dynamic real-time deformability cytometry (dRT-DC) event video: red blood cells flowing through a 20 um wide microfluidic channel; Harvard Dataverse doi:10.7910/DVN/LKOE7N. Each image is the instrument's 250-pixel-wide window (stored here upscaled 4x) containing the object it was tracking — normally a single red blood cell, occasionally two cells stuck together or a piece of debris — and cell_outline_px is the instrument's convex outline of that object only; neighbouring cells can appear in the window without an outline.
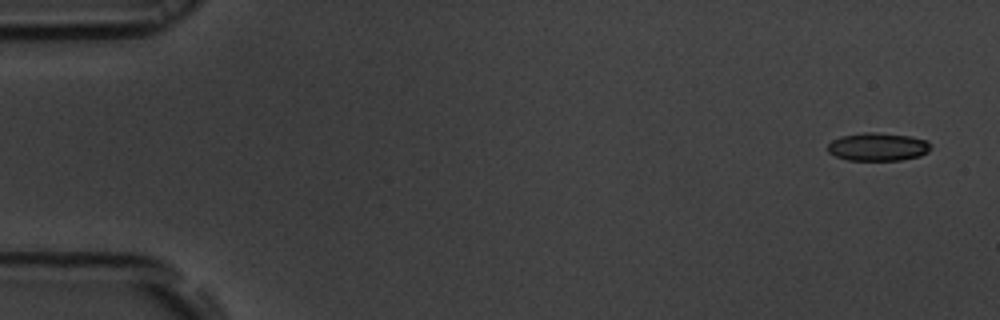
{"species": "common noctule bat (a hibernating species)", "species_latin": "Nyctalus noctula", "temperature_condition": "room temperature", "stored_images_in_passage": 53, "camera_frame_rate_fps": 3000, "um_per_image_px": 0.085, "animal": {"sex": "male", "body_mass_g": 19.5, "forearm_length_mm": 54.6}, "frame": {"image": 1, "passage_image": 1, "time_ms": 0.0, "image_size_px": [1000, 320], "cell_outline_px": [[928, 152], [920, 156], [900, 160], [848, 160], [836, 156], [828, 152], [828, 144], [832, 140], [840, 136], [864, 132], [876, 132], [908, 136], [928, 140]], "centroid_in_image_um": [74.58, 12.47], "position_along_channel_um": 10.4, "area_um2": 16.76}}
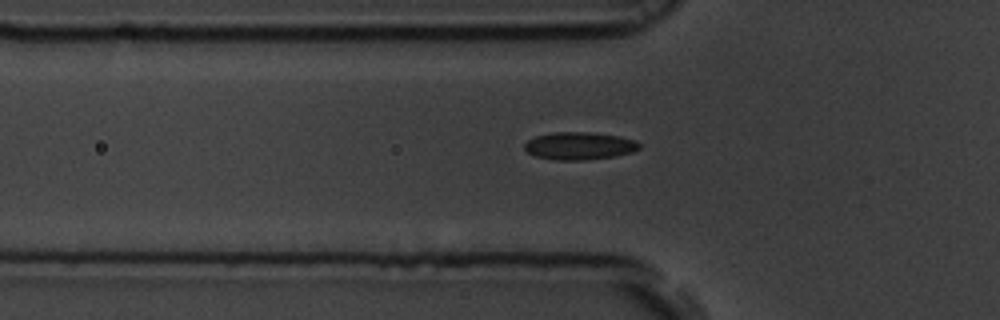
{"frame": {"image": 2, "passage_image": 17, "time_ms": 5.333, "image_size_px": [1000, 320], "cell_outline_px": [[640, 148], [632, 152], [616, 156], [584, 160], [552, 160], [536, 156], [528, 152], [524, 148], [524, 144], [528, 140], [536, 136], [552, 132], [588, 132], [620, 136], [636, 140], [640, 144]], "centroid_in_image_um": [49.25, 12.4], "position_along_channel_um": 76.5, "area_um2": 18.55}}
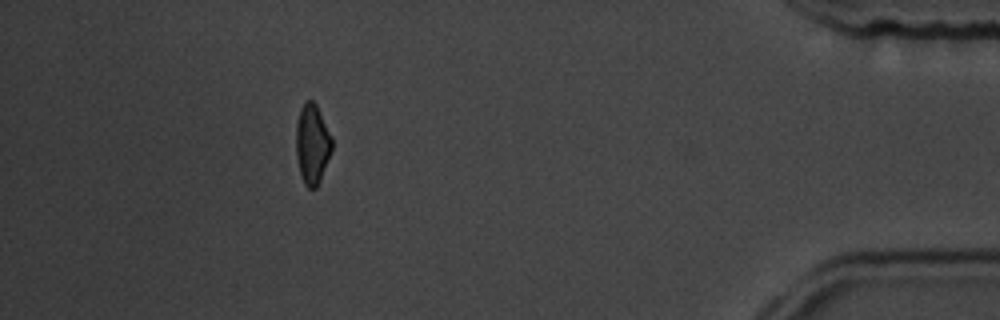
{"frame": {"image": 3, "passage_image": 48, "time_ms": 15.667, "image_size_px": [1000, 320], "cell_outline_px": [[332, 152], [320, 180], [316, 188], [308, 188], [304, 184], [300, 172], [296, 156], [296, 124], [300, 108], [304, 100], [312, 100], [316, 104], [332, 136]], "centroid_in_image_um": [26.54, 12.22], "position_along_channel_um": 408.7, "area_um2": 16.88}, "authors_computed_cell_mechanics": {"area_um2": 17.9758, "velocity_mm_per_s": 3.7356, "shape_relaxation_time_tau1_ms": 8.8289, "shape_relaxation_time_tau2_ms": 1.7428, "deformation_change_tau1": 0.1395, "deformation_change_tau2": 0.0707}}